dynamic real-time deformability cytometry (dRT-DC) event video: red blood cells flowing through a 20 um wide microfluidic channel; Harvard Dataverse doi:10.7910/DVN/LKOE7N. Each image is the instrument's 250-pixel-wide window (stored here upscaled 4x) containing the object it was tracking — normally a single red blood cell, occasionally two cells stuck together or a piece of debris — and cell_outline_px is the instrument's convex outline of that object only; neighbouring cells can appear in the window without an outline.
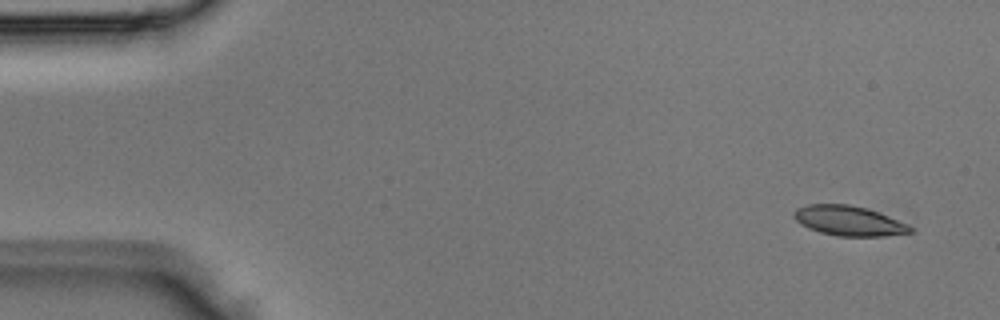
{"species": "Egyptian fruit bat (a non-hibernating species)", "species_latin": "Rousettus aegyptiacus", "temperature_condition": "room temperature", "stored_images_in_passage": 3, "camera_frame_rate_fps": 3000, "um_per_image_px": 0.085, "animal": {"sex": "male"}, "frame": {"image": 1, "passage_image": 1, "time_ms": 0.0, "image_size_px": [1000, 320], "cell_outline_px": [[912, 232], [884, 236], [836, 236], [820, 232], [808, 228], [800, 224], [792, 216], [792, 212], [796, 208], [808, 204], [848, 204], [864, 208], [888, 216], [908, 224], [912, 228]], "centroid_in_image_um": [72.09, 18.77], "position_along_channel_um": 12.9, "area_um2": 20.17}}